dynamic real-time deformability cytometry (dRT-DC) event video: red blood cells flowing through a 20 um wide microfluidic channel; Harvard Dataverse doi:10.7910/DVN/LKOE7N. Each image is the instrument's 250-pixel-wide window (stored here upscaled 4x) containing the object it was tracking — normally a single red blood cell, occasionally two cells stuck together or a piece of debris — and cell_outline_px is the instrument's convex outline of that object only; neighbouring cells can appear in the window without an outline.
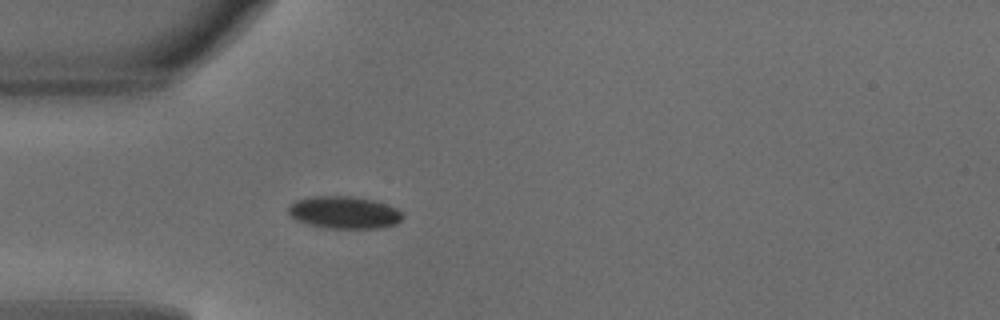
{"species": "common noctule bat (a hibernating species)", "species_latin": "Nyctalus noctula", "temperature_condition": "warm", "stored_images_in_passage": 41, "camera_frame_rate_fps": 3000, "um_per_image_px": 0.085, "animal": {"sex": "male", "body_mass_g": 18.8}, "frame": {"image": 1, "passage_image": 7, "time_ms": 2.0, "image_size_px": [1000, 320], "cell_outline_px": [[404, 216], [396, 224], [376, 228], [328, 228], [308, 224], [296, 220], [288, 212], [288, 208], [296, 200], [316, 196], [348, 196], [372, 200], [396, 208], [404, 212]], "centroid_in_image_um": [29.27, 18.06], "position_along_channel_um": 55.7, "area_um2": 21.27}}
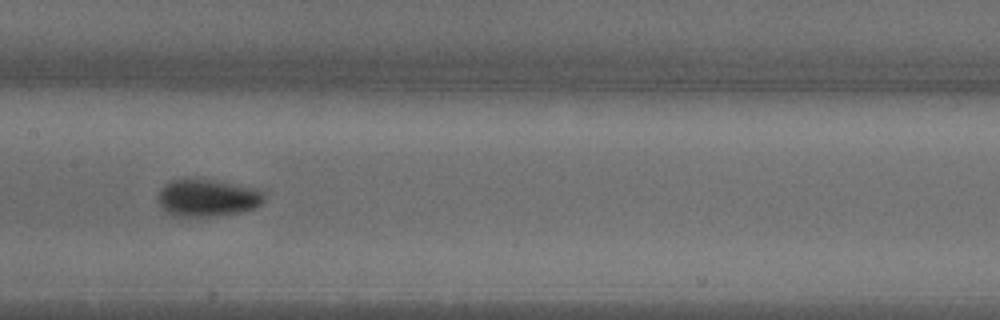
{"frame": {"image": 2, "passage_image": 17, "time_ms": 5.333, "image_size_px": [1000, 320], "cell_outline_px": [[264, 200], [256, 208], [240, 212], [212, 216], [172, 216], [164, 212], [156, 200], [160, 188], [164, 184], [172, 180], [184, 176], [216, 180], [256, 188], [264, 192]], "centroid_in_image_um": [17.56, 16.78], "position_along_channel_um": 189.8, "area_um2": 23.81}}
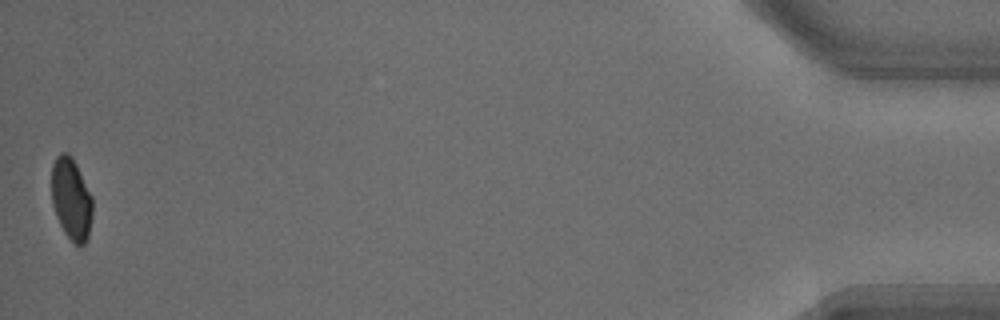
{"frame": {"image": 3, "passage_image": 41, "time_ms": 13.333, "image_size_px": [1000, 320], "cell_outline_px": [[92, 216], [88, 236], [84, 244], [80, 248], [64, 232], [56, 216], [52, 204], [52, 164], [56, 156], [60, 152], [68, 152], [72, 156], [92, 196]], "centroid_in_image_um": [6.05, 16.89], "position_along_channel_um": 429.1, "area_um2": 19.59}, "authors_computed_cell_mechanics": {"area_um2": 21.2704, "velocity_mm_per_s": 4.1621, "shape_relaxation_time_tau1_ms": 2.8265, "shape_relaxation_time_tau2_ms": null, "deformation_change_tau1": 0.1012, "deformation_change_tau2": null}}